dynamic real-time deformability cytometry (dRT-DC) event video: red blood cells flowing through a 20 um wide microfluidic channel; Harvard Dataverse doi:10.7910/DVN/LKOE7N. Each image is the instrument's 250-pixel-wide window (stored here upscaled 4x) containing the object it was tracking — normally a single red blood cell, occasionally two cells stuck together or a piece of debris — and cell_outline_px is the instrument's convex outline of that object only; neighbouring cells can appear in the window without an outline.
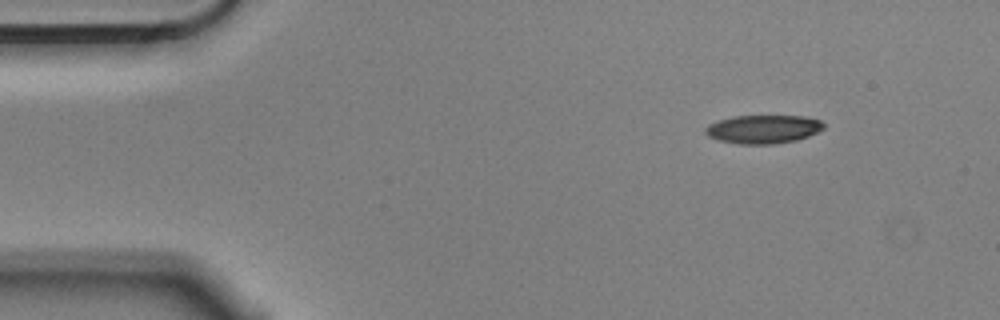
{"species": "Egyptian fruit bat (a non-hibernating species)", "species_latin": "Rousettus aegyptiacus", "temperature_condition": "cold", "stored_images_in_passage": 5, "camera_frame_rate_fps": 3000, "um_per_image_px": 0.085, "animal": {"sex": "male"}, "frame": {"image": 1, "passage_image": 1, "time_ms": 0.0, "image_size_px": [1000, 320], "cell_outline_px": [[824, 128], [808, 136], [796, 140], [772, 144], [736, 144], [716, 140], [708, 136], [704, 132], [704, 128], [708, 124], [732, 116], [804, 116], [820, 120], [824, 124]], "centroid_in_image_um": [64.83, 10.98], "position_along_channel_um": 20.2, "area_um2": 19.71}}
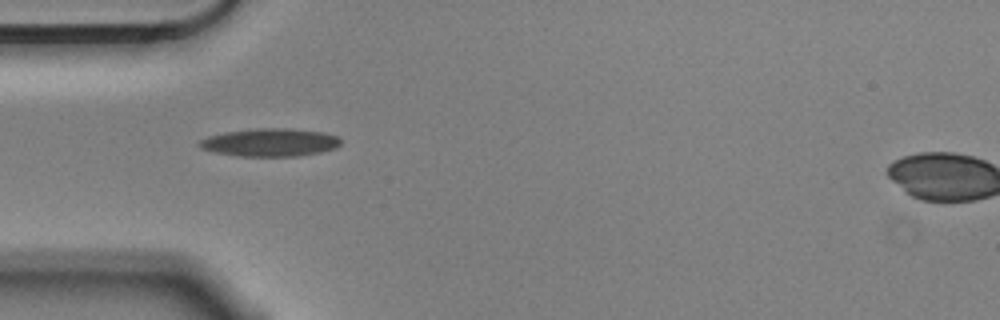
{"frame": {"image": 2, "passage_image": 4, "time_ms": 1.0, "image_size_px": [1000, 320], "cell_outline_px": [[340, 144], [336, 148], [320, 152], [300, 156], [240, 156], [216, 152], [200, 148], [196, 144], [200, 140], [208, 136], [224, 132], [256, 128], [288, 128], [320, 132], [340, 136]], "centroid_in_image_um": [22.95, 12.1], "position_along_channel_um": 62.1, "area_um2": 23.06}}
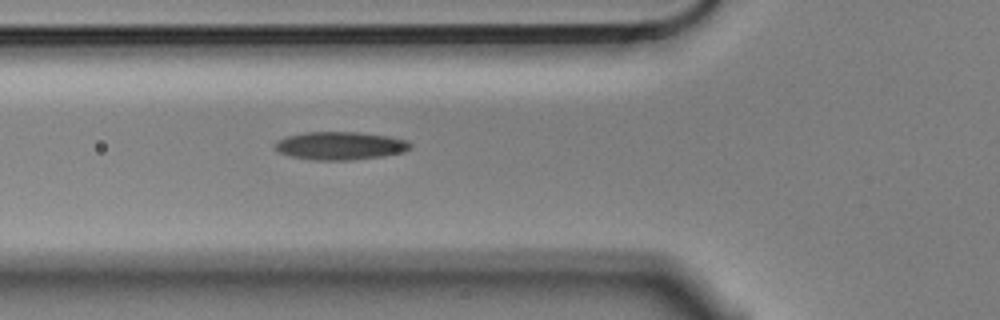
{"frame": {"image": 3, "passage_image": 5, "time_ms": 1.333, "image_size_px": [1000, 320], "cell_outline_px": [[412, 148], [404, 152], [384, 156], [352, 160], [316, 160], [292, 156], [280, 152], [272, 148], [272, 144], [276, 140], [288, 136], [304, 132], [360, 132], [388, 136], [408, 140], [412, 144]], "centroid_in_image_um": [28.93, 12.38], "position_along_channel_um": 96.9, "area_um2": 22.37}}